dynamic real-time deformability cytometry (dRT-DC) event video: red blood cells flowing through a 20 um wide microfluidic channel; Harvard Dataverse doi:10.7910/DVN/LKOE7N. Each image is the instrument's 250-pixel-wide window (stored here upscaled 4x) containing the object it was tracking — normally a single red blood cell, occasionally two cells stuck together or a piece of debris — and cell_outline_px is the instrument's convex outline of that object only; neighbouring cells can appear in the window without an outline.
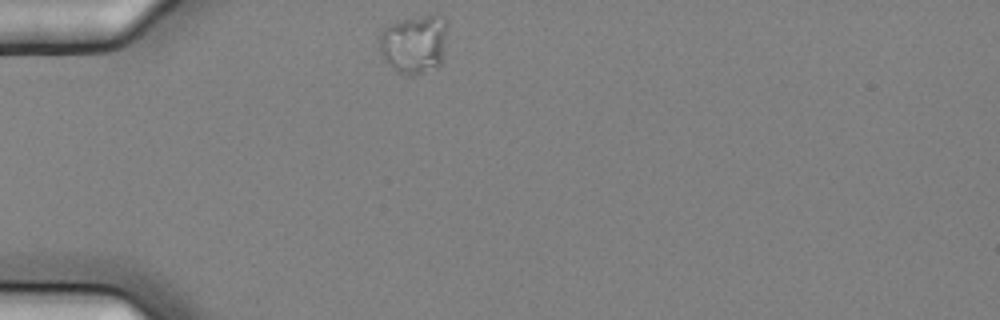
{"species": "common noctule bat (a hibernating species)", "species_latin": "Nyctalus noctula", "temperature_condition": "cold", "stored_images_in_passage": 4, "camera_frame_rate_fps": 3000, "um_per_image_px": 0.085, "animal": {"sex": "female", "body_mass_g": 25.1}, "frame": {"image": 1, "passage_image": 1, "time_ms": 0.0, "image_size_px": [1000, 320], "cell_outline_px": [[448, 24], [444, 52], [440, 64], [436, 68], [420, 72], [396, 72], [388, 64], [380, 52], [380, 32], [392, 24], [400, 20], [436, 12], [440, 12], [448, 20]], "centroid_in_image_um": [35.28, 3.65], "position_along_channel_um": 49.7, "area_um2": 23.41}}
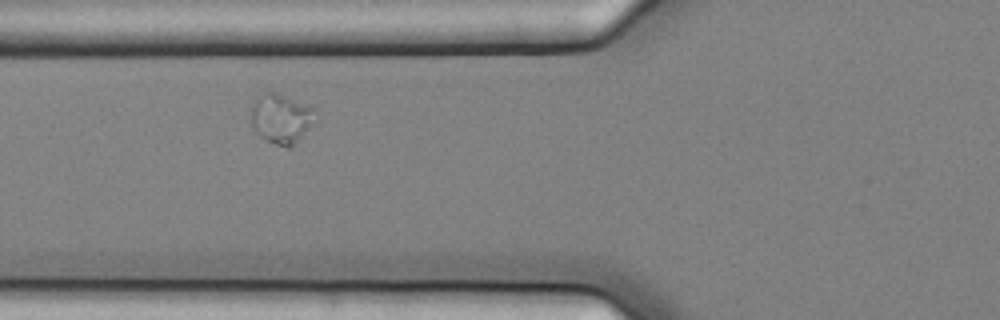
{"frame": {"image": 2, "passage_image": 3, "time_ms": 0.667, "image_size_px": [1000, 320], "cell_outline_px": [[316, 108], [308, 124], [292, 148], [288, 148], [276, 144], [268, 140], [256, 132], [252, 124], [252, 104], [256, 96], [268, 92], [276, 92]], "centroid_in_image_um": [23.83, 10.04], "position_along_channel_um": 102.0, "area_um2": 17.8}}
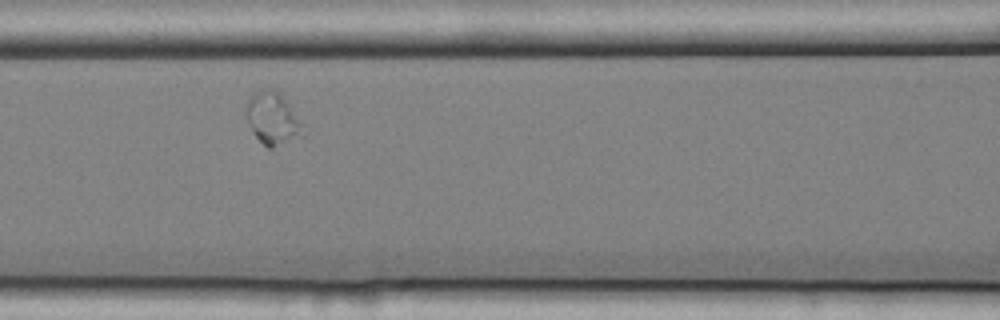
{"frame": {"image": 3, "passage_image": 4, "time_ms": 1.0, "image_size_px": [1000, 320], "cell_outline_px": [[304, 136], [272, 148], [268, 148], [252, 132], [248, 124], [244, 112], [248, 100], [260, 88], [264, 88], [276, 92], [284, 100], [300, 120]], "centroid_in_image_um": [23.13, 10.11], "position_along_channel_um": 143.5, "area_um2": 16.88}}